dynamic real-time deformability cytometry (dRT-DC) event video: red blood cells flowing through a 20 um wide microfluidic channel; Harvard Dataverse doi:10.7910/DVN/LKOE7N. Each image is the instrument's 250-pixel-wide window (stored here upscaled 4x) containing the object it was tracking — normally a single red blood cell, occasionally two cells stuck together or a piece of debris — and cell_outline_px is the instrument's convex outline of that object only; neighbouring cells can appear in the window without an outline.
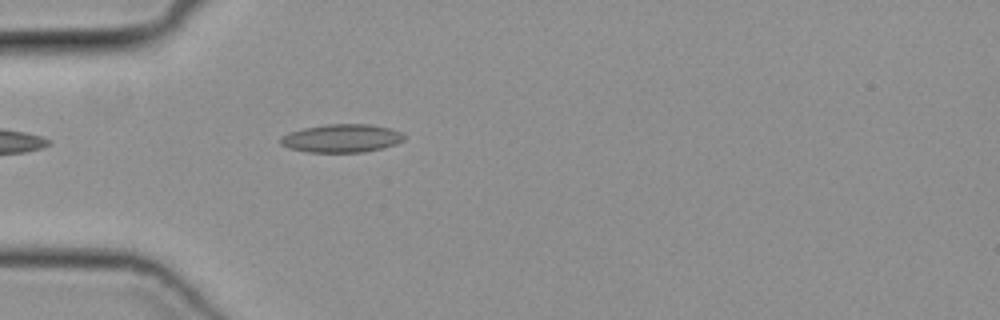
{"species": "common noctule bat (a hibernating species)", "species_latin": "Nyctalus noctula", "temperature_condition": "cold", "stored_images_in_passage": 35, "camera_frame_rate_fps": 3000, "um_per_image_px": 0.085, "animal": {"sex": "female", "body_mass_g": 19.3, "forearm_length_mm": 54.1}, "frame": {"image": 1, "passage_image": 1, "time_ms": 0.0, "image_size_px": [1000, 320], "cell_outline_px": [[404, 140], [396, 144], [364, 152], [308, 152], [288, 148], [280, 144], [280, 136], [304, 128], [328, 124], [372, 124], [388, 128], [400, 132], [404, 136]], "centroid_in_image_um": [29.02, 11.75], "position_along_channel_um": 56.0, "area_um2": 20.17}}
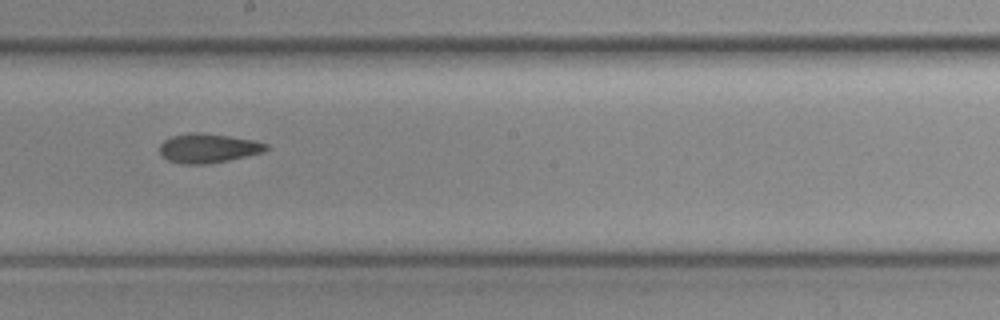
{"frame": {"image": 2, "passage_image": 14, "time_ms": 4.333, "image_size_px": [1000, 320], "cell_outline_px": [[268, 148], [264, 152], [228, 160], [208, 164], [180, 164], [168, 160], [160, 152], [160, 144], [164, 140], [172, 136], [192, 132], [200, 132], [228, 136], [252, 140], [268, 144]], "centroid_in_image_um": [17.68, 12.6], "position_along_channel_um": 230.5, "area_um2": 18.03}}
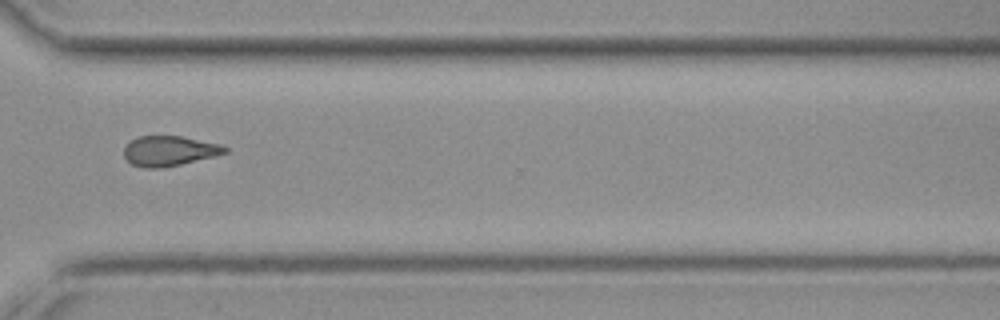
{"frame": {"image": 3, "passage_image": 23, "time_ms": 7.333, "image_size_px": [1000, 320], "cell_outline_px": [[228, 152], [216, 156], [164, 168], [140, 168], [132, 164], [124, 156], [124, 148], [136, 136], [184, 136], [220, 144], [228, 148]], "centroid_in_image_um": [14.41, 12.83], "position_along_channel_um": 356.2, "area_um2": 17.86}}